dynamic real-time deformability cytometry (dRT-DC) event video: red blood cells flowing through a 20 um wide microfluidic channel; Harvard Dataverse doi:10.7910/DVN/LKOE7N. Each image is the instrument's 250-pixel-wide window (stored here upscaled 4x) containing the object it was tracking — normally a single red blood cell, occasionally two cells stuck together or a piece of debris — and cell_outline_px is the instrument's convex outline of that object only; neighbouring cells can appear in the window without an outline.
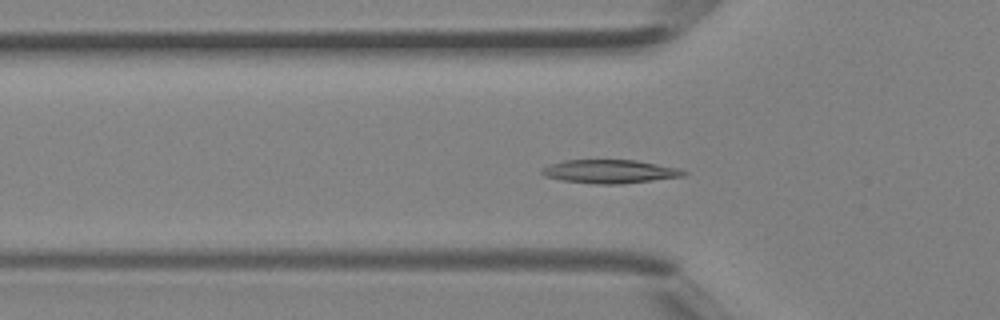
{"species": "Egyptian fruit bat (a non-hibernating species)", "species_latin": "Rousettus aegyptiacus", "temperature_condition": "room temperature", "stored_images_in_passage": 41, "camera_frame_rate_fps": 3000, "um_per_image_px": 0.085, "animal": {"sex": "female"}, "frame": {"image": 1, "passage_image": 14, "time_ms": 4.333, "image_size_px": [1000, 320], "cell_outline_px": [[688, 172], [684, 176], [620, 184], [596, 184], [560, 180], [544, 176], [540, 172], [540, 168], [564, 160], [636, 160], [680, 168]], "centroid_in_image_um": [51.82, 14.57], "position_along_channel_um": 74.0, "area_um2": 19.48}}
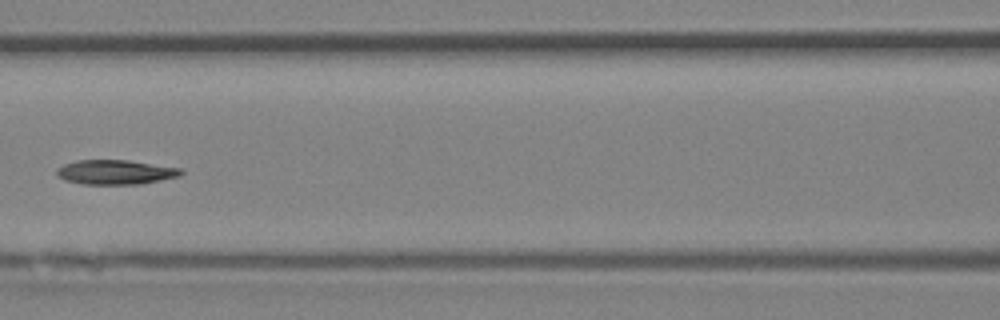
{"frame": {"image": 2, "passage_image": 19, "time_ms": 6.0, "image_size_px": [1000, 320], "cell_outline_px": [[184, 172], [180, 176], [140, 184], [80, 184], [64, 180], [56, 176], [56, 168], [64, 164], [76, 160], [128, 160], [180, 168]], "centroid_in_image_um": [9.77, 14.63], "position_along_channel_um": 156.8, "area_um2": 17.86}}
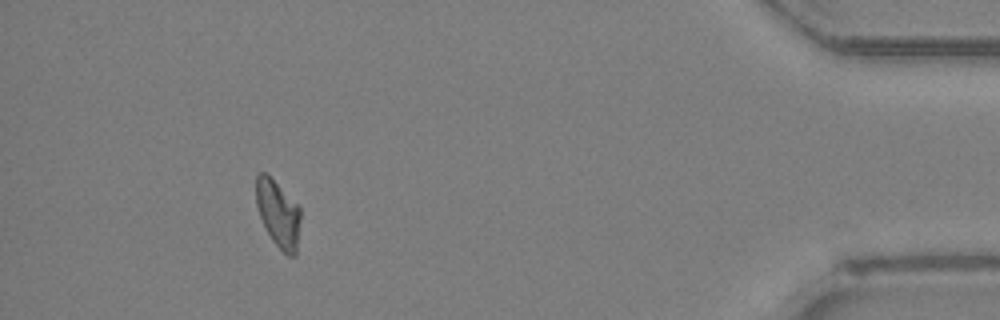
{"frame": {"image": 3, "passage_image": 38, "time_ms": 12.333, "image_size_px": [1000, 320], "cell_outline_px": [[300, 220], [296, 256], [288, 256], [272, 240], [260, 216], [256, 204], [256, 176], [260, 172], [264, 172], [300, 204]], "centroid_in_image_um": [23.67, 18.15], "position_along_channel_um": 411.5, "area_um2": 17.28}}